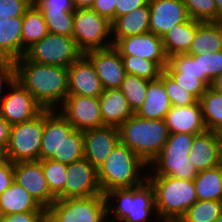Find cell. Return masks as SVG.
Returning a JSON list of instances; mask_svg holds the SVG:
<instances>
[{
	"instance_id": "6da1fadb",
	"label": "cell",
	"mask_w": 222,
	"mask_h": 222,
	"mask_svg": "<svg viewBox=\"0 0 222 222\" xmlns=\"http://www.w3.org/2000/svg\"><path fill=\"white\" fill-rule=\"evenodd\" d=\"M15 80L26 88L43 110H57L68 95V68L42 65L25 56L14 62Z\"/></svg>"
},
{
	"instance_id": "7a4b0ae2",
	"label": "cell",
	"mask_w": 222,
	"mask_h": 222,
	"mask_svg": "<svg viewBox=\"0 0 222 222\" xmlns=\"http://www.w3.org/2000/svg\"><path fill=\"white\" fill-rule=\"evenodd\" d=\"M147 167V163L119 142L107 159L97 168L98 181L103 194L117 188L142 185L147 180V177L144 176L148 173V170L145 169Z\"/></svg>"
},
{
	"instance_id": "3957f363",
	"label": "cell",
	"mask_w": 222,
	"mask_h": 222,
	"mask_svg": "<svg viewBox=\"0 0 222 222\" xmlns=\"http://www.w3.org/2000/svg\"><path fill=\"white\" fill-rule=\"evenodd\" d=\"M105 196L109 222H151L150 217L157 221L154 190L147 180L136 187L110 190Z\"/></svg>"
},
{
	"instance_id": "277c9868",
	"label": "cell",
	"mask_w": 222,
	"mask_h": 222,
	"mask_svg": "<svg viewBox=\"0 0 222 222\" xmlns=\"http://www.w3.org/2000/svg\"><path fill=\"white\" fill-rule=\"evenodd\" d=\"M118 131L120 143L148 165L161 152L169 137L164 120L144 119L135 114L123 122Z\"/></svg>"
},
{
	"instance_id": "5b68a950",
	"label": "cell",
	"mask_w": 222,
	"mask_h": 222,
	"mask_svg": "<svg viewBox=\"0 0 222 222\" xmlns=\"http://www.w3.org/2000/svg\"><path fill=\"white\" fill-rule=\"evenodd\" d=\"M154 190L156 211L161 222H178L196 201L193 180L171 176H147Z\"/></svg>"
},
{
	"instance_id": "8992f818",
	"label": "cell",
	"mask_w": 222,
	"mask_h": 222,
	"mask_svg": "<svg viewBox=\"0 0 222 222\" xmlns=\"http://www.w3.org/2000/svg\"><path fill=\"white\" fill-rule=\"evenodd\" d=\"M194 136L195 134L188 133L169 134L161 152L148 165L150 172L146 176H171L177 179L194 180L198 171L188 156Z\"/></svg>"
},
{
	"instance_id": "52a82bcc",
	"label": "cell",
	"mask_w": 222,
	"mask_h": 222,
	"mask_svg": "<svg viewBox=\"0 0 222 222\" xmlns=\"http://www.w3.org/2000/svg\"><path fill=\"white\" fill-rule=\"evenodd\" d=\"M108 222L104 194L56 199L47 209V222ZM112 222V221H111Z\"/></svg>"
},
{
	"instance_id": "ba28073f",
	"label": "cell",
	"mask_w": 222,
	"mask_h": 222,
	"mask_svg": "<svg viewBox=\"0 0 222 222\" xmlns=\"http://www.w3.org/2000/svg\"><path fill=\"white\" fill-rule=\"evenodd\" d=\"M72 37L84 53L113 46L111 22L92 8L74 11Z\"/></svg>"
},
{
	"instance_id": "9c48e42d",
	"label": "cell",
	"mask_w": 222,
	"mask_h": 222,
	"mask_svg": "<svg viewBox=\"0 0 222 222\" xmlns=\"http://www.w3.org/2000/svg\"><path fill=\"white\" fill-rule=\"evenodd\" d=\"M83 55L84 52L73 37L48 33L43 39L29 47L24 56L37 64L68 68Z\"/></svg>"
},
{
	"instance_id": "30bf717a",
	"label": "cell",
	"mask_w": 222,
	"mask_h": 222,
	"mask_svg": "<svg viewBox=\"0 0 222 222\" xmlns=\"http://www.w3.org/2000/svg\"><path fill=\"white\" fill-rule=\"evenodd\" d=\"M44 130V110L28 122L11 125L5 158L12 163L38 161Z\"/></svg>"
},
{
	"instance_id": "8fae6325",
	"label": "cell",
	"mask_w": 222,
	"mask_h": 222,
	"mask_svg": "<svg viewBox=\"0 0 222 222\" xmlns=\"http://www.w3.org/2000/svg\"><path fill=\"white\" fill-rule=\"evenodd\" d=\"M8 90L0 102V116L10 125L28 122L43 111L33 95L18 81L14 80Z\"/></svg>"
},
{
	"instance_id": "7c38bea8",
	"label": "cell",
	"mask_w": 222,
	"mask_h": 222,
	"mask_svg": "<svg viewBox=\"0 0 222 222\" xmlns=\"http://www.w3.org/2000/svg\"><path fill=\"white\" fill-rule=\"evenodd\" d=\"M57 110L77 130L86 131L104 126L99 98L67 95Z\"/></svg>"
},
{
	"instance_id": "4fadbf2b",
	"label": "cell",
	"mask_w": 222,
	"mask_h": 222,
	"mask_svg": "<svg viewBox=\"0 0 222 222\" xmlns=\"http://www.w3.org/2000/svg\"><path fill=\"white\" fill-rule=\"evenodd\" d=\"M113 46L121 56L154 61L162 70L168 64L162 38L151 32L120 38Z\"/></svg>"
},
{
	"instance_id": "5bb4252c",
	"label": "cell",
	"mask_w": 222,
	"mask_h": 222,
	"mask_svg": "<svg viewBox=\"0 0 222 222\" xmlns=\"http://www.w3.org/2000/svg\"><path fill=\"white\" fill-rule=\"evenodd\" d=\"M14 181L22 186L43 208L48 209L56 200L50 192L41 162L20 161L13 163Z\"/></svg>"
},
{
	"instance_id": "9a60e30c",
	"label": "cell",
	"mask_w": 222,
	"mask_h": 222,
	"mask_svg": "<svg viewBox=\"0 0 222 222\" xmlns=\"http://www.w3.org/2000/svg\"><path fill=\"white\" fill-rule=\"evenodd\" d=\"M64 199L103 194L97 169L84 157L67 165Z\"/></svg>"
},
{
	"instance_id": "2e32d148",
	"label": "cell",
	"mask_w": 222,
	"mask_h": 222,
	"mask_svg": "<svg viewBox=\"0 0 222 222\" xmlns=\"http://www.w3.org/2000/svg\"><path fill=\"white\" fill-rule=\"evenodd\" d=\"M84 55L92 62L104 89L120 88L126 71L121 55L114 46L91 50Z\"/></svg>"
},
{
	"instance_id": "e0dca14e",
	"label": "cell",
	"mask_w": 222,
	"mask_h": 222,
	"mask_svg": "<svg viewBox=\"0 0 222 222\" xmlns=\"http://www.w3.org/2000/svg\"><path fill=\"white\" fill-rule=\"evenodd\" d=\"M74 129L58 110H44V130L39 160L61 158L62 142Z\"/></svg>"
},
{
	"instance_id": "ac0fdd59",
	"label": "cell",
	"mask_w": 222,
	"mask_h": 222,
	"mask_svg": "<svg viewBox=\"0 0 222 222\" xmlns=\"http://www.w3.org/2000/svg\"><path fill=\"white\" fill-rule=\"evenodd\" d=\"M150 32L162 38L174 25L187 22L188 15L182 0H149Z\"/></svg>"
},
{
	"instance_id": "d6986e66",
	"label": "cell",
	"mask_w": 222,
	"mask_h": 222,
	"mask_svg": "<svg viewBox=\"0 0 222 222\" xmlns=\"http://www.w3.org/2000/svg\"><path fill=\"white\" fill-rule=\"evenodd\" d=\"M103 90L92 62L85 55L68 67V95L99 98Z\"/></svg>"
},
{
	"instance_id": "ffe728a7",
	"label": "cell",
	"mask_w": 222,
	"mask_h": 222,
	"mask_svg": "<svg viewBox=\"0 0 222 222\" xmlns=\"http://www.w3.org/2000/svg\"><path fill=\"white\" fill-rule=\"evenodd\" d=\"M84 157L97 169L120 142L117 127L102 126L83 131Z\"/></svg>"
},
{
	"instance_id": "44dd1931",
	"label": "cell",
	"mask_w": 222,
	"mask_h": 222,
	"mask_svg": "<svg viewBox=\"0 0 222 222\" xmlns=\"http://www.w3.org/2000/svg\"><path fill=\"white\" fill-rule=\"evenodd\" d=\"M188 156L198 172L222 165V150L217 133L206 130L195 135Z\"/></svg>"
},
{
	"instance_id": "7402d4cb",
	"label": "cell",
	"mask_w": 222,
	"mask_h": 222,
	"mask_svg": "<svg viewBox=\"0 0 222 222\" xmlns=\"http://www.w3.org/2000/svg\"><path fill=\"white\" fill-rule=\"evenodd\" d=\"M164 121L169 134L188 133L198 135L207 130L203 122L202 107L199 101L185 107L172 106Z\"/></svg>"
},
{
	"instance_id": "603a6c76",
	"label": "cell",
	"mask_w": 222,
	"mask_h": 222,
	"mask_svg": "<svg viewBox=\"0 0 222 222\" xmlns=\"http://www.w3.org/2000/svg\"><path fill=\"white\" fill-rule=\"evenodd\" d=\"M100 113L104 126L119 127L134 115L127 99L119 88L104 89L99 96Z\"/></svg>"
},
{
	"instance_id": "cb8c5ba5",
	"label": "cell",
	"mask_w": 222,
	"mask_h": 222,
	"mask_svg": "<svg viewBox=\"0 0 222 222\" xmlns=\"http://www.w3.org/2000/svg\"><path fill=\"white\" fill-rule=\"evenodd\" d=\"M150 8L149 3L134 9L128 14L118 16L112 23L113 45L120 39L128 36L150 32L149 26Z\"/></svg>"
},
{
	"instance_id": "d4e9b609",
	"label": "cell",
	"mask_w": 222,
	"mask_h": 222,
	"mask_svg": "<svg viewBox=\"0 0 222 222\" xmlns=\"http://www.w3.org/2000/svg\"><path fill=\"white\" fill-rule=\"evenodd\" d=\"M171 107L165 87L158 78L149 81L145 101L134 114L144 119L164 120Z\"/></svg>"
},
{
	"instance_id": "484cf974",
	"label": "cell",
	"mask_w": 222,
	"mask_h": 222,
	"mask_svg": "<svg viewBox=\"0 0 222 222\" xmlns=\"http://www.w3.org/2000/svg\"><path fill=\"white\" fill-rule=\"evenodd\" d=\"M22 17L0 19V57L14 62L22 57Z\"/></svg>"
},
{
	"instance_id": "4316f807",
	"label": "cell",
	"mask_w": 222,
	"mask_h": 222,
	"mask_svg": "<svg viewBox=\"0 0 222 222\" xmlns=\"http://www.w3.org/2000/svg\"><path fill=\"white\" fill-rule=\"evenodd\" d=\"M47 211L22 186L13 181L0 195L1 215L19 212Z\"/></svg>"
},
{
	"instance_id": "83f0119b",
	"label": "cell",
	"mask_w": 222,
	"mask_h": 222,
	"mask_svg": "<svg viewBox=\"0 0 222 222\" xmlns=\"http://www.w3.org/2000/svg\"><path fill=\"white\" fill-rule=\"evenodd\" d=\"M222 50V21L199 22L196 21V34L192 41L188 55L195 56L207 52Z\"/></svg>"
},
{
	"instance_id": "f1b7e54d",
	"label": "cell",
	"mask_w": 222,
	"mask_h": 222,
	"mask_svg": "<svg viewBox=\"0 0 222 222\" xmlns=\"http://www.w3.org/2000/svg\"><path fill=\"white\" fill-rule=\"evenodd\" d=\"M196 34V20L189 19L182 24L174 25L162 37L165 52L168 57L188 53Z\"/></svg>"
},
{
	"instance_id": "f546056e",
	"label": "cell",
	"mask_w": 222,
	"mask_h": 222,
	"mask_svg": "<svg viewBox=\"0 0 222 222\" xmlns=\"http://www.w3.org/2000/svg\"><path fill=\"white\" fill-rule=\"evenodd\" d=\"M21 33L22 57L29 47L43 39L49 33L43 14L34 3L31 4L22 17Z\"/></svg>"
},
{
	"instance_id": "4dcf8cb0",
	"label": "cell",
	"mask_w": 222,
	"mask_h": 222,
	"mask_svg": "<svg viewBox=\"0 0 222 222\" xmlns=\"http://www.w3.org/2000/svg\"><path fill=\"white\" fill-rule=\"evenodd\" d=\"M193 182L197 200L222 201V165L199 171Z\"/></svg>"
},
{
	"instance_id": "1f68e13d",
	"label": "cell",
	"mask_w": 222,
	"mask_h": 222,
	"mask_svg": "<svg viewBox=\"0 0 222 222\" xmlns=\"http://www.w3.org/2000/svg\"><path fill=\"white\" fill-rule=\"evenodd\" d=\"M199 102L206 129L214 132L220 130L222 128V94L209 87Z\"/></svg>"
},
{
	"instance_id": "d6a6232c",
	"label": "cell",
	"mask_w": 222,
	"mask_h": 222,
	"mask_svg": "<svg viewBox=\"0 0 222 222\" xmlns=\"http://www.w3.org/2000/svg\"><path fill=\"white\" fill-rule=\"evenodd\" d=\"M222 213V201L197 200L178 222H215Z\"/></svg>"
},
{
	"instance_id": "836d02e7",
	"label": "cell",
	"mask_w": 222,
	"mask_h": 222,
	"mask_svg": "<svg viewBox=\"0 0 222 222\" xmlns=\"http://www.w3.org/2000/svg\"><path fill=\"white\" fill-rule=\"evenodd\" d=\"M50 192L58 200L64 199V186L67 174V165L53 159L39 160Z\"/></svg>"
},
{
	"instance_id": "e575fe53",
	"label": "cell",
	"mask_w": 222,
	"mask_h": 222,
	"mask_svg": "<svg viewBox=\"0 0 222 222\" xmlns=\"http://www.w3.org/2000/svg\"><path fill=\"white\" fill-rule=\"evenodd\" d=\"M149 80L126 73L120 86V90L128 101L132 111L135 113L146 98Z\"/></svg>"
},
{
	"instance_id": "d590c367",
	"label": "cell",
	"mask_w": 222,
	"mask_h": 222,
	"mask_svg": "<svg viewBox=\"0 0 222 222\" xmlns=\"http://www.w3.org/2000/svg\"><path fill=\"white\" fill-rule=\"evenodd\" d=\"M84 158V136L83 131L74 129L61 145V158H51L62 164L70 163Z\"/></svg>"
},
{
	"instance_id": "8d00e7d4",
	"label": "cell",
	"mask_w": 222,
	"mask_h": 222,
	"mask_svg": "<svg viewBox=\"0 0 222 222\" xmlns=\"http://www.w3.org/2000/svg\"><path fill=\"white\" fill-rule=\"evenodd\" d=\"M126 73L152 81L159 78L162 69L151 60L134 56H121Z\"/></svg>"
},
{
	"instance_id": "74e56055",
	"label": "cell",
	"mask_w": 222,
	"mask_h": 222,
	"mask_svg": "<svg viewBox=\"0 0 222 222\" xmlns=\"http://www.w3.org/2000/svg\"><path fill=\"white\" fill-rule=\"evenodd\" d=\"M159 79L165 87L172 106L185 107L199 101L194 95L182 89L165 69L161 71Z\"/></svg>"
},
{
	"instance_id": "f35d334b",
	"label": "cell",
	"mask_w": 222,
	"mask_h": 222,
	"mask_svg": "<svg viewBox=\"0 0 222 222\" xmlns=\"http://www.w3.org/2000/svg\"><path fill=\"white\" fill-rule=\"evenodd\" d=\"M165 70L171 76H198L200 80L199 59L187 53L170 56Z\"/></svg>"
},
{
	"instance_id": "ab89813d",
	"label": "cell",
	"mask_w": 222,
	"mask_h": 222,
	"mask_svg": "<svg viewBox=\"0 0 222 222\" xmlns=\"http://www.w3.org/2000/svg\"><path fill=\"white\" fill-rule=\"evenodd\" d=\"M193 57L199 59L200 80L211 87L212 81L222 73V50L215 53L198 54Z\"/></svg>"
},
{
	"instance_id": "60d3db41",
	"label": "cell",
	"mask_w": 222,
	"mask_h": 222,
	"mask_svg": "<svg viewBox=\"0 0 222 222\" xmlns=\"http://www.w3.org/2000/svg\"><path fill=\"white\" fill-rule=\"evenodd\" d=\"M191 19L199 22H217L215 0H182Z\"/></svg>"
},
{
	"instance_id": "b9f144b4",
	"label": "cell",
	"mask_w": 222,
	"mask_h": 222,
	"mask_svg": "<svg viewBox=\"0 0 222 222\" xmlns=\"http://www.w3.org/2000/svg\"><path fill=\"white\" fill-rule=\"evenodd\" d=\"M49 33L72 37L74 12L42 13Z\"/></svg>"
},
{
	"instance_id": "7bdbcfd3",
	"label": "cell",
	"mask_w": 222,
	"mask_h": 222,
	"mask_svg": "<svg viewBox=\"0 0 222 222\" xmlns=\"http://www.w3.org/2000/svg\"><path fill=\"white\" fill-rule=\"evenodd\" d=\"M33 0H0V19L23 17Z\"/></svg>"
},
{
	"instance_id": "ee69618b",
	"label": "cell",
	"mask_w": 222,
	"mask_h": 222,
	"mask_svg": "<svg viewBox=\"0 0 222 222\" xmlns=\"http://www.w3.org/2000/svg\"><path fill=\"white\" fill-rule=\"evenodd\" d=\"M182 89L194 95L198 100L209 88L198 76H172Z\"/></svg>"
},
{
	"instance_id": "f6af8a7d",
	"label": "cell",
	"mask_w": 222,
	"mask_h": 222,
	"mask_svg": "<svg viewBox=\"0 0 222 222\" xmlns=\"http://www.w3.org/2000/svg\"><path fill=\"white\" fill-rule=\"evenodd\" d=\"M42 13L74 12L73 0H33Z\"/></svg>"
},
{
	"instance_id": "bcb514c9",
	"label": "cell",
	"mask_w": 222,
	"mask_h": 222,
	"mask_svg": "<svg viewBox=\"0 0 222 222\" xmlns=\"http://www.w3.org/2000/svg\"><path fill=\"white\" fill-rule=\"evenodd\" d=\"M0 222H47V211L19 212L1 215Z\"/></svg>"
},
{
	"instance_id": "7dc6e473",
	"label": "cell",
	"mask_w": 222,
	"mask_h": 222,
	"mask_svg": "<svg viewBox=\"0 0 222 222\" xmlns=\"http://www.w3.org/2000/svg\"><path fill=\"white\" fill-rule=\"evenodd\" d=\"M14 80L15 68L13 62L0 57V102L5 95V93H2L8 89ZM5 86L7 88H5ZM4 88L5 90H3Z\"/></svg>"
},
{
	"instance_id": "c3c4849f",
	"label": "cell",
	"mask_w": 222,
	"mask_h": 222,
	"mask_svg": "<svg viewBox=\"0 0 222 222\" xmlns=\"http://www.w3.org/2000/svg\"><path fill=\"white\" fill-rule=\"evenodd\" d=\"M14 181L13 163L5 158L0 162V195Z\"/></svg>"
},
{
	"instance_id": "681fc988",
	"label": "cell",
	"mask_w": 222,
	"mask_h": 222,
	"mask_svg": "<svg viewBox=\"0 0 222 222\" xmlns=\"http://www.w3.org/2000/svg\"><path fill=\"white\" fill-rule=\"evenodd\" d=\"M115 1L116 0H95L92 9L112 23L115 20Z\"/></svg>"
},
{
	"instance_id": "f907efd6",
	"label": "cell",
	"mask_w": 222,
	"mask_h": 222,
	"mask_svg": "<svg viewBox=\"0 0 222 222\" xmlns=\"http://www.w3.org/2000/svg\"><path fill=\"white\" fill-rule=\"evenodd\" d=\"M115 3L116 19L118 16L128 14L134 9L147 5L149 3V0H116Z\"/></svg>"
},
{
	"instance_id": "816d5d0a",
	"label": "cell",
	"mask_w": 222,
	"mask_h": 222,
	"mask_svg": "<svg viewBox=\"0 0 222 222\" xmlns=\"http://www.w3.org/2000/svg\"><path fill=\"white\" fill-rule=\"evenodd\" d=\"M11 125L0 116V149L5 152L10 135Z\"/></svg>"
},
{
	"instance_id": "f5cc1de1",
	"label": "cell",
	"mask_w": 222,
	"mask_h": 222,
	"mask_svg": "<svg viewBox=\"0 0 222 222\" xmlns=\"http://www.w3.org/2000/svg\"><path fill=\"white\" fill-rule=\"evenodd\" d=\"M95 0H73L75 9L92 8Z\"/></svg>"
},
{
	"instance_id": "db71d44e",
	"label": "cell",
	"mask_w": 222,
	"mask_h": 222,
	"mask_svg": "<svg viewBox=\"0 0 222 222\" xmlns=\"http://www.w3.org/2000/svg\"><path fill=\"white\" fill-rule=\"evenodd\" d=\"M211 88L222 94V73H220L213 81H212V84H211Z\"/></svg>"
},
{
	"instance_id": "11a10c76",
	"label": "cell",
	"mask_w": 222,
	"mask_h": 222,
	"mask_svg": "<svg viewBox=\"0 0 222 222\" xmlns=\"http://www.w3.org/2000/svg\"><path fill=\"white\" fill-rule=\"evenodd\" d=\"M217 7V22L222 21V0H215Z\"/></svg>"
},
{
	"instance_id": "9f6ffc18",
	"label": "cell",
	"mask_w": 222,
	"mask_h": 222,
	"mask_svg": "<svg viewBox=\"0 0 222 222\" xmlns=\"http://www.w3.org/2000/svg\"><path fill=\"white\" fill-rule=\"evenodd\" d=\"M218 138H219V142L221 145V150H222V128L220 130H218L217 132Z\"/></svg>"
},
{
	"instance_id": "6f0895ef",
	"label": "cell",
	"mask_w": 222,
	"mask_h": 222,
	"mask_svg": "<svg viewBox=\"0 0 222 222\" xmlns=\"http://www.w3.org/2000/svg\"><path fill=\"white\" fill-rule=\"evenodd\" d=\"M5 159V154L4 152L0 149V162Z\"/></svg>"
},
{
	"instance_id": "680465c9",
	"label": "cell",
	"mask_w": 222,
	"mask_h": 222,
	"mask_svg": "<svg viewBox=\"0 0 222 222\" xmlns=\"http://www.w3.org/2000/svg\"><path fill=\"white\" fill-rule=\"evenodd\" d=\"M215 222H222V213L219 215V217L215 220Z\"/></svg>"
}]
</instances>
